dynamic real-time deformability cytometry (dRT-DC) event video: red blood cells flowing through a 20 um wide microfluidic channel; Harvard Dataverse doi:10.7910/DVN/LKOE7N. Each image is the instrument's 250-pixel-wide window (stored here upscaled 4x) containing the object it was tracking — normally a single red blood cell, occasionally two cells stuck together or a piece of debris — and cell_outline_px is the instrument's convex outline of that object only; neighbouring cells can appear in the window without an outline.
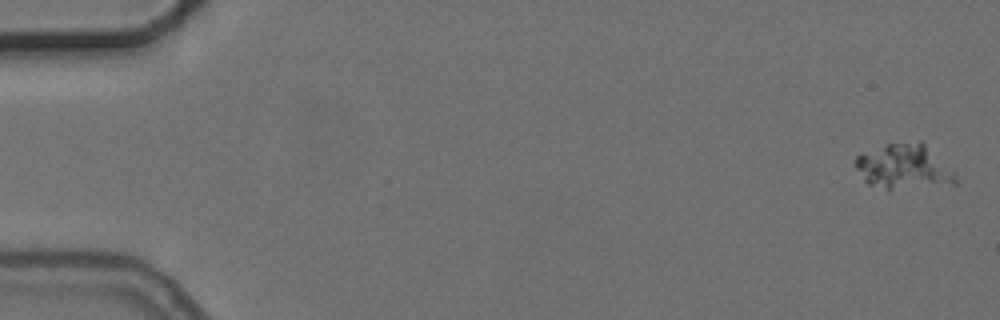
{"species": "common noctule bat (a hibernating species)", "species_latin": "Nyctalus noctula", "temperature_condition": "cold", "stored_images_in_passage": 8, "camera_frame_rate_fps": 3000, "um_per_image_px": 0.085, "animal": {"sex": "female", "body_mass_g": 24.6, "forearm_length_mm": 56.2}, "frame": {"image": 1, "passage_image": 1, "time_ms": 0.0, "image_size_px": [1000, 320], "cell_outline_px": [[956, 184], [888, 192], [868, 184], [864, 180], [852, 164], [856, 156], [888, 144], [920, 140], [924, 144], [956, 180]], "centroid_in_image_um": [76.7, 14.24], "position_along_channel_um": 8.3, "area_um2": 26.01}}
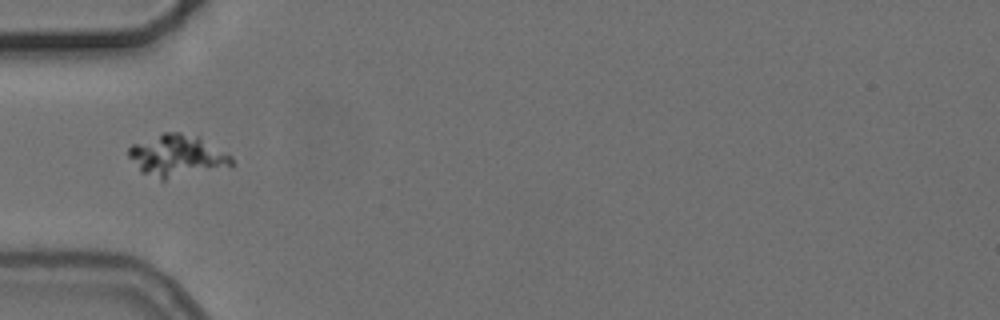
{"frame": {"image": 2, "passage_image": 5, "time_ms": 5.667, "image_size_px": [1000, 320], "cell_outline_px": [[236, 164], [232, 168], [164, 180], [160, 180], [140, 172], [128, 156], [128, 148], [132, 144], [164, 132], [180, 132], [200, 136], [232, 156]], "centroid_in_image_um": [15.13, 13.26], "position_along_channel_um": 69.9, "area_um2": 26.01}}